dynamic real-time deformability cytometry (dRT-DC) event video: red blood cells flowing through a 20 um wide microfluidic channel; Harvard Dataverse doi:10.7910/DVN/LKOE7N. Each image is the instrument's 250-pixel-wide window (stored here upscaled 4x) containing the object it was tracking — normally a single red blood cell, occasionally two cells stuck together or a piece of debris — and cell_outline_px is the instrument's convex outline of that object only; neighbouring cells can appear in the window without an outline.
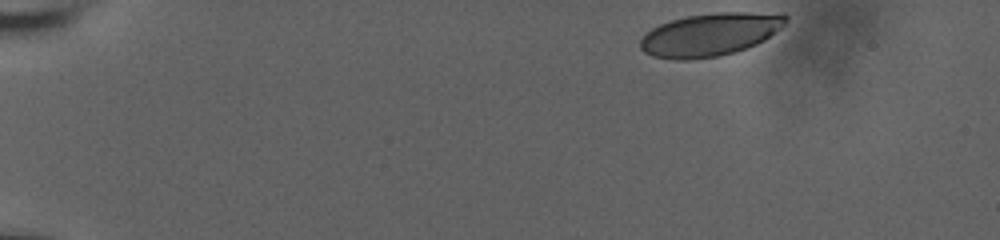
{"species": "human", "species_latin": "Homo sapiens", "temperature_condition": "room temperature", "stored_images_in_passage": 28, "camera_frame_rate_fps": 3000, "um_per_image_px": 0.085, "donor": {"sex": "male"}, "frame": {"image": 1, "passage_image": 1, "time_ms": 0.0, "image_size_px": [1000, 240], "cell_outline_px": [[788, 20], [780, 28], [764, 40], [756, 44], [736, 52], [720, 56], [688, 60], [672, 60], [652, 56], [644, 52], [640, 48], [640, 40], [652, 28], [660, 24], [672, 20], [688, 16], [716, 12], [784, 12], [788, 16]], "centroid_in_image_um": [60.39, 2.93], "position_along_channel_um": 24.6, "area_um2": 36.65}}
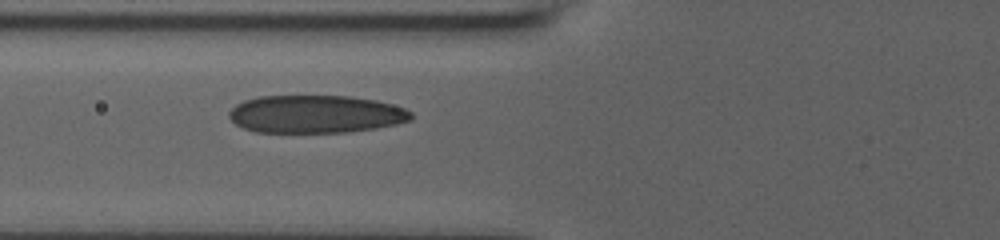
{"frame": {"image": 2, "passage_image": 16, "time_ms": 5.0, "image_size_px": [1000, 240], "cell_outline_px": [[412, 120], [396, 124], [376, 128], [348, 132], [256, 132], [244, 128], [236, 124], [228, 116], [228, 112], [236, 104], [244, 100], [256, 96], [348, 96], [376, 100], [392, 104], [404, 108], [412, 112]], "centroid_in_image_um": [26.83, 9.7], "position_along_channel_um": 99.0, "area_um2": 40.23}}
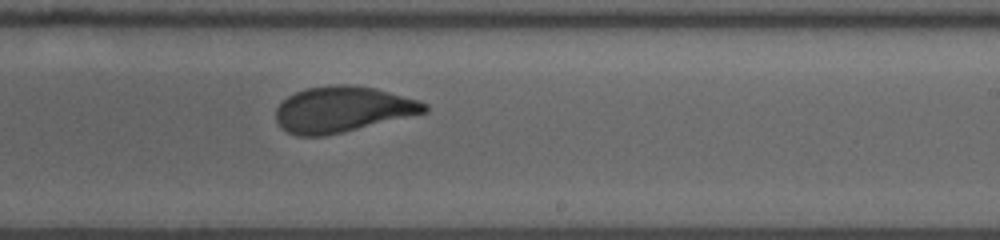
{"frame": {"image": 3, "passage_image": 28, "time_ms": 9.0, "image_size_px": [1000, 240], "cell_outline_px": [[428, 112], [324, 136], [296, 136], [280, 128], [276, 120], [276, 108], [288, 96], [296, 92], [308, 88], [336, 84], [352, 84], [376, 88], [420, 100], [428, 104]], "centroid_in_image_um": [29.12, 9.29], "position_along_channel_um": 259.9, "area_um2": 39.65}}